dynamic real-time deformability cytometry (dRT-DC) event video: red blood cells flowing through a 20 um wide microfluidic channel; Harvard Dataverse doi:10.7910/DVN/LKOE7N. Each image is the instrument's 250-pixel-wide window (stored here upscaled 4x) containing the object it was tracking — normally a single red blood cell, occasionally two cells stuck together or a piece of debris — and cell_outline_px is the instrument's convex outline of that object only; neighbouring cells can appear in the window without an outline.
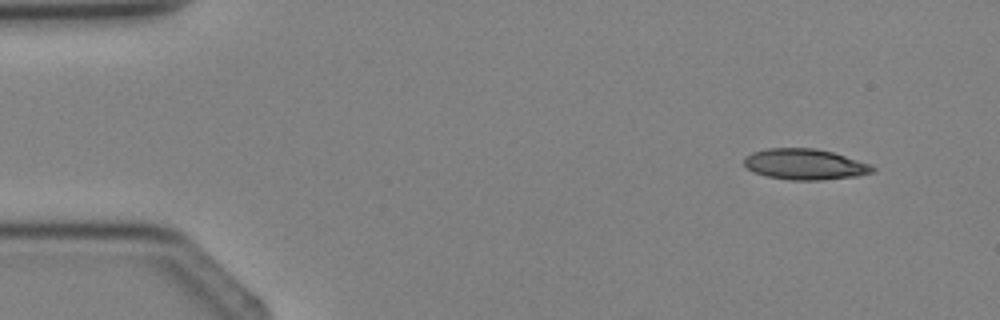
{"species": "Egyptian fruit bat (a non-hibernating species)", "species_latin": "Rousettus aegyptiacus", "temperature_condition": "cold", "stored_images_in_passage": 3, "segment_of_instrument_passage": [1, 2], "camera_frame_rate_fps": 3000, "um_per_image_px": 0.085, "animal": {"sex": "female"}, "frame": {"image": 1, "passage_image": 1, "time_ms": 0.0, "image_size_px": [1000, 320], "cell_outline_px": [[876, 172], [856, 176], [820, 180], [792, 180], [768, 176], [752, 172], [744, 164], [744, 156], [752, 152], [768, 148], [816, 148], [832, 152], [872, 164], [876, 168]], "centroid_in_image_um": [68.44, 13.96], "position_along_channel_um": 16.6, "area_um2": 23.18}}